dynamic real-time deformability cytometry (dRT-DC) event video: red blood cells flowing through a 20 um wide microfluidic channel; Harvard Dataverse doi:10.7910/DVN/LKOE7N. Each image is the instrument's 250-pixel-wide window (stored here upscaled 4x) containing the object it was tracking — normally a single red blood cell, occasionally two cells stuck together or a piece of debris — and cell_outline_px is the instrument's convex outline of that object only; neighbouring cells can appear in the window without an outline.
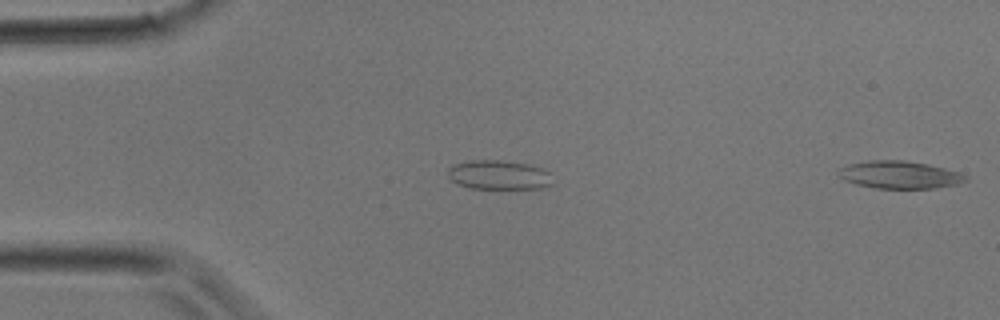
{"species": "common noctule bat (a hibernating species)", "species_latin": "Nyctalus noctula", "temperature_condition": "room temperature", "stored_images_in_passage": 9, "segment_of_instrument_passage": [2, 2], "camera_frame_rate_fps": 3000, "um_per_image_px": 0.085, "animal": {"sex": "male", "body_mass_g": 17.9}, "frame": {"image": 1, "passage_image": 9, "time_ms": 2.667, "image_size_px": [1000, 320], "cell_outline_px": [[968, 180], [956, 184], [936, 188], [872, 188], [856, 184], [844, 180], [836, 172], [840, 168], [848, 164], [868, 160], [900, 160], [928, 164], [960, 172], [968, 176]], "centroid_in_image_um": [76.45, 14.85], "position_along_channel_um": 8.5, "area_um2": 20.46}}